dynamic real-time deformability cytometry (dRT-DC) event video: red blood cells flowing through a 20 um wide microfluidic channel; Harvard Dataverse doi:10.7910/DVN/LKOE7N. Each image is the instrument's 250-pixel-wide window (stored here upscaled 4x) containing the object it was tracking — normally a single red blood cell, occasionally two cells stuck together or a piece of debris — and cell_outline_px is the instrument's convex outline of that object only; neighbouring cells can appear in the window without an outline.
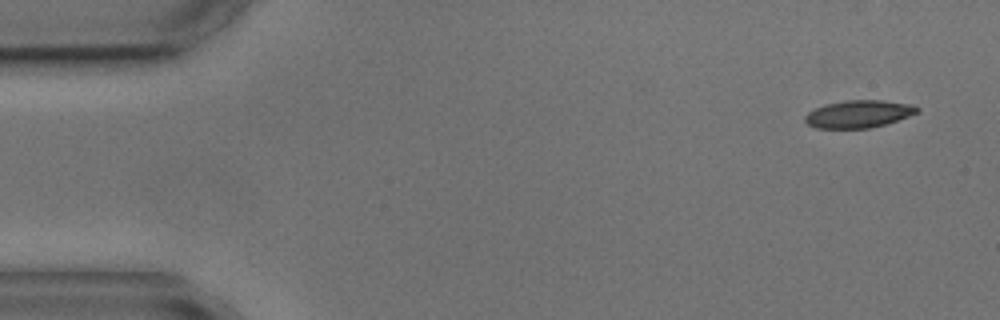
{"species": "common noctule bat (a hibernating species)", "species_latin": "Nyctalus noctula", "temperature_condition": "cold", "stored_images_in_passage": 2, "camera_frame_rate_fps": 3000, "um_per_image_px": 0.085, "animal": {"sex": "male", "body_mass_g": 17.9, "forearm_length_mm": 54.2}, "frame": {"image": 1, "passage_image": 1, "time_ms": 0.0, "image_size_px": [1000, 320], "cell_outline_px": [[920, 112], [884, 124], [868, 128], [816, 128], [808, 124], [804, 120], [804, 116], [808, 112], [816, 108], [828, 104], [848, 100], [880, 100], [912, 104], [920, 108]], "centroid_in_image_um": [72.99, 9.68], "position_along_channel_um": 12.0, "area_um2": 17.74}}